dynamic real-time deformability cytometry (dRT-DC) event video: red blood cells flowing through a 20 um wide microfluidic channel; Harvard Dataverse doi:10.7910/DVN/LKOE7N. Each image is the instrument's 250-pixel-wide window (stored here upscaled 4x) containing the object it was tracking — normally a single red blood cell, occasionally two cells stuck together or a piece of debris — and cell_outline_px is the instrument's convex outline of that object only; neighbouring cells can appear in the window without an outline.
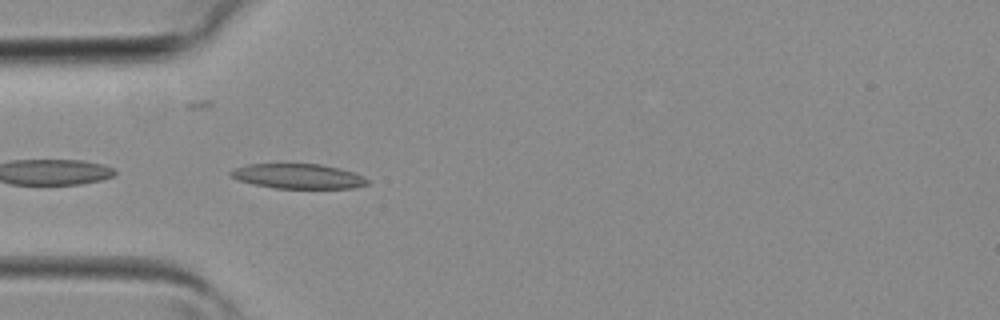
{"species": "common noctule bat (a hibernating species)", "species_latin": "Nyctalus noctula", "temperature_condition": "room temperature", "stored_images_in_passage": 5, "camera_frame_rate_fps": 3000, "um_per_image_px": 0.085, "animal": {"sex": "female", "body_mass_g": 19.3, "forearm_length_mm": 54.1}, "frame": {"image": 1, "passage_image": 5, "time_ms": 1.333, "image_size_px": [1000, 320], "cell_outline_px": [[368, 184], [352, 188], [272, 188], [252, 184], [240, 180], [232, 176], [228, 172], [236, 168], [248, 164], [320, 164], [340, 168], [364, 176], [368, 180]], "centroid_in_image_um": [25.35, 14.98], "position_along_channel_um": 59.6, "area_um2": 19.65}}